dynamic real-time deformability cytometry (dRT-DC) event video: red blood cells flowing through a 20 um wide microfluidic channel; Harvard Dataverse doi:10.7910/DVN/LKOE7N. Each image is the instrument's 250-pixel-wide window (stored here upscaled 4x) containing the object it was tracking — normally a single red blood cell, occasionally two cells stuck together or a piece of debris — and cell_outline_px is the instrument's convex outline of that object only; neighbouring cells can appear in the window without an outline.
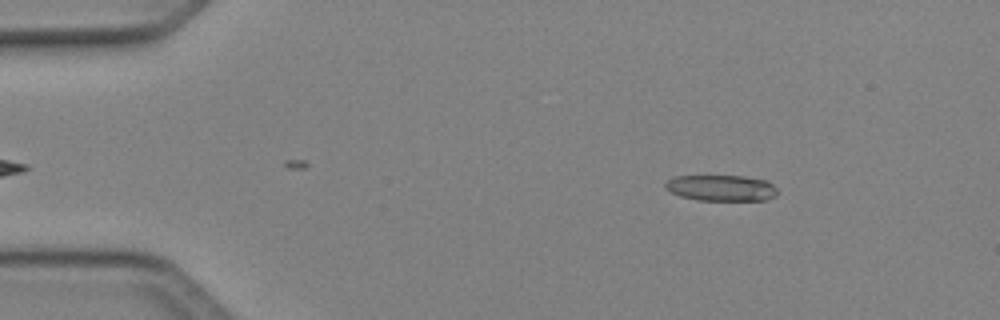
{"species": "Egyptian fruit bat (a non-hibernating species)", "species_latin": "Rousettus aegyptiacus", "temperature_condition": "cold", "stored_images_in_passage": 40, "camera_frame_rate_fps": 3000, "um_per_image_px": 0.085, "animal": {"sex": "female"}, "frame": {"image": 1, "passage_image": 5, "time_ms": 1.333, "image_size_px": [1000, 320], "cell_outline_px": [[776, 196], [764, 200], [696, 200], [680, 196], [664, 188], [664, 184], [668, 180], [676, 176], [744, 176], [768, 180], [776, 188]], "centroid_in_image_um": [61.31, 15.97], "position_along_channel_um": 23.7, "area_um2": 16.99}}
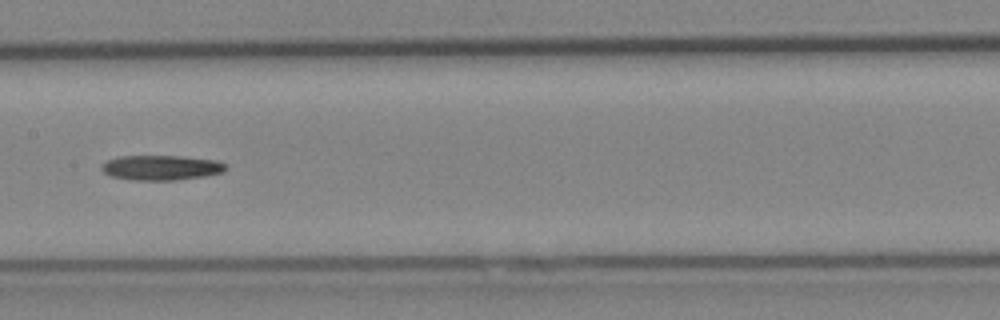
{"frame": {"image": 2, "passage_image": 23, "time_ms": 7.333, "image_size_px": [1000, 320], "cell_outline_px": [[228, 168], [224, 172], [204, 176], [176, 180], [136, 180], [112, 176], [104, 172], [100, 168], [108, 160], [120, 156], [184, 156], [216, 160], [224, 164]], "centroid_in_image_um": [13.74, 14.24], "position_along_channel_um": 193.7, "area_um2": 17.92}}
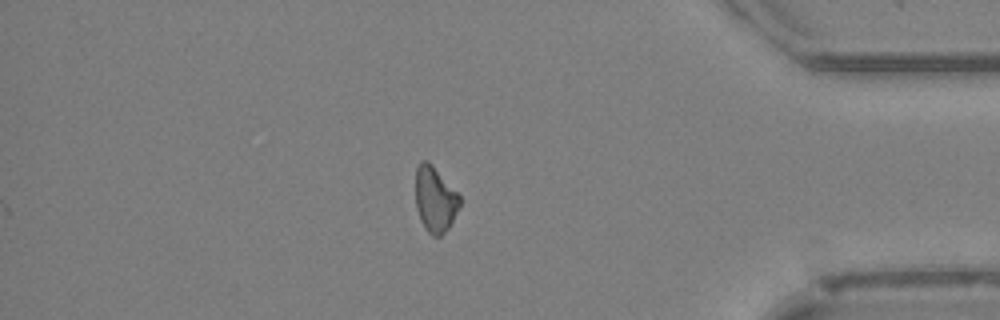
{"frame": {"image": 3, "passage_image": 40, "time_ms": 13.0, "image_size_px": [1000, 320], "cell_outline_px": [[460, 204], [448, 228], [440, 236], [432, 236], [424, 228], [420, 220], [416, 208], [416, 168], [420, 160], [428, 160], [432, 164], [460, 196]], "centroid_in_image_um": [36.95, 16.93], "position_along_channel_um": 398.2, "area_um2": 16.76}}